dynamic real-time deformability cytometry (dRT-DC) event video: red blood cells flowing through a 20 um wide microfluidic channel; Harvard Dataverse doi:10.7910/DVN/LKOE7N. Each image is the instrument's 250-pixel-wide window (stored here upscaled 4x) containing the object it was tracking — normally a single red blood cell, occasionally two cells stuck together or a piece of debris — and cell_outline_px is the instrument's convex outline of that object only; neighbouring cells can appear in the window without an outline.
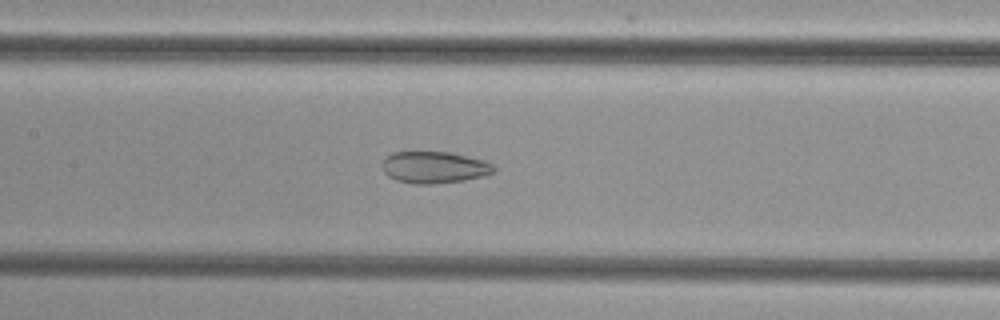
{"species": "common noctule bat (a hibernating species)", "species_latin": "Nyctalus noctula", "temperature_condition": "cold", "stored_images_in_passage": 38, "camera_frame_rate_fps": 3000, "um_per_image_px": 0.085, "animal": {"sex": "female", "body_mass_g": 29.2, "forearm_length_mm": 56.3}, "frame": {"image": 1, "passage_image": 11, "time_ms": 3.333, "image_size_px": [1000, 320], "cell_outline_px": [[496, 168], [492, 172], [484, 176], [464, 180], [432, 184], [412, 184], [396, 180], [388, 176], [384, 172], [380, 164], [392, 152], [448, 152], [484, 160], [492, 164]], "centroid_in_image_um": [36.88, 14.23], "position_along_channel_um": 170.5, "area_um2": 20.63}}
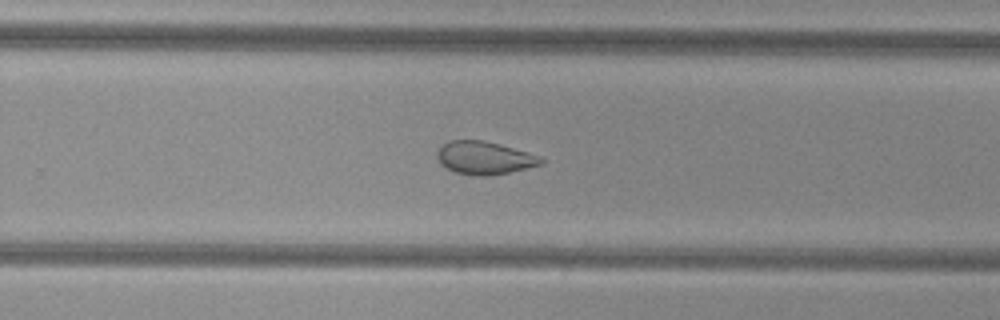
{"frame": {"image": 2, "passage_image": 20, "time_ms": 6.333, "image_size_px": [1000, 320], "cell_outline_px": [[544, 164], [528, 168], [488, 176], [476, 176], [456, 172], [440, 164], [436, 156], [436, 152], [448, 140], [484, 140], [500, 144], [540, 156], [544, 160]], "centroid_in_image_um": [41.18, 13.42], "position_along_channel_um": 288.6, "area_um2": 19.94}}
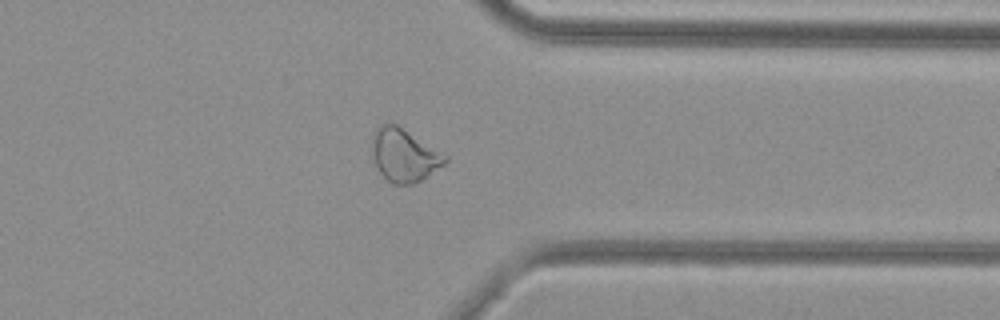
{"frame": {"image": 3, "passage_image": 27, "time_ms": 8.667, "image_size_px": [1000, 320], "cell_outline_px": [[448, 160], [444, 164], [420, 180], [412, 184], [392, 184], [380, 172], [376, 164], [372, 152], [372, 136], [376, 128], [380, 124], [388, 120], [392, 120], [448, 156]], "centroid_in_image_um": [34.33, 13.12], "position_along_channel_um": 377.1, "area_um2": 22.66}}